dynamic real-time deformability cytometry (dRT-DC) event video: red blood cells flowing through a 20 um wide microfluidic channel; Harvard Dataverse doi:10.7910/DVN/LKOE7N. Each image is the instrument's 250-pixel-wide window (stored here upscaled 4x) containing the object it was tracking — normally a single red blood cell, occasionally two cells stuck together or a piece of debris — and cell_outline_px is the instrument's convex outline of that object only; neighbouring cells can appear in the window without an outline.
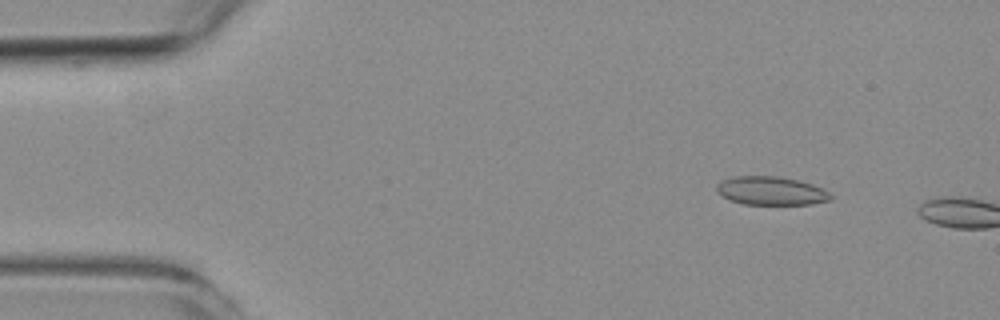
{"species": "common noctule bat (a hibernating species)", "species_latin": "Nyctalus noctula", "temperature_condition": "room temperature", "stored_images_in_passage": 7, "camera_frame_rate_fps": 3000, "um_per_image_px": 0.085, "animal": {"sex": "female", "body_mass_g": 19.3, "forearm_length_mm": 54.1}, "frame": {"image": 1, "passage_image": 5, "time_ms": 1.333, "image_size_px": [1000, 320], "cell_outline_px": [[832, 200], [812, 204], [744, 204], [732, 200], [716, 192], [716, 184], [720, 180], [732, 176], [776, 176], [800, 180], [812, 184], [828, 192], [832, 196]], "centroid_in_image_um": [65.52, 16.21], "position_along_channel_um": 19.5, "area_um2": 18.96}}